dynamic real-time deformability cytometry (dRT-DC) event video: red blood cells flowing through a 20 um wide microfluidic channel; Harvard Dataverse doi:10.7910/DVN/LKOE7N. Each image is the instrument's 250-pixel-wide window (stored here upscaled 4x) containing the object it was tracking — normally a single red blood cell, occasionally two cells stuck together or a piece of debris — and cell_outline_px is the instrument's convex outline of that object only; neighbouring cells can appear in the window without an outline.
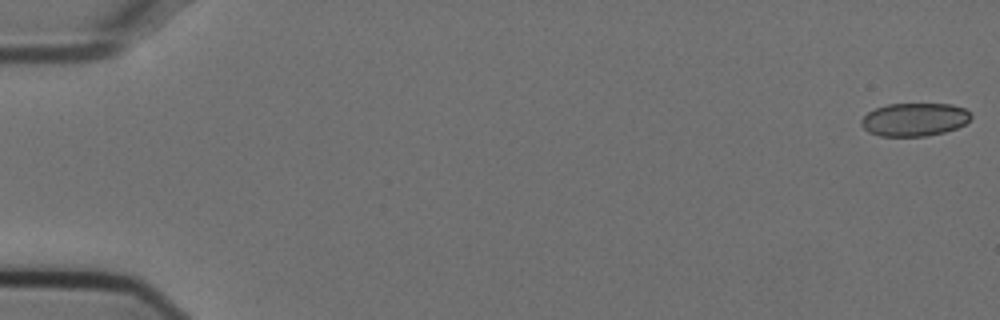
{"species": "Egyptian fruit bat (a non-hibernating species)", "species_latin": "Rousettus aegyptiacus", "temperature_condition": "cold", "stored_images_in_passage": 21, "camera_frame_rate_fps": 3000, "um_per_image_px": 0.085, "animal": {"sex": "female"}, "frame": {"image": 1, "passage_image": 1, "time_ms": 0.0, "image_size_px": [1000, 320], "cell_outline_px": [[972, 116], [964, 124], [956, 128], [944, 132], [928, 136], [880, 136], [868, 132], [860, 124], [860, 120], [868, 112], [876, 108], [888, 104], [952, 104], [964, 108], [972, 112]], "centroid_in_image_um": [77.73, 10.16], "position_along_channel_um": 7.3, "area_um2": 21.27}}
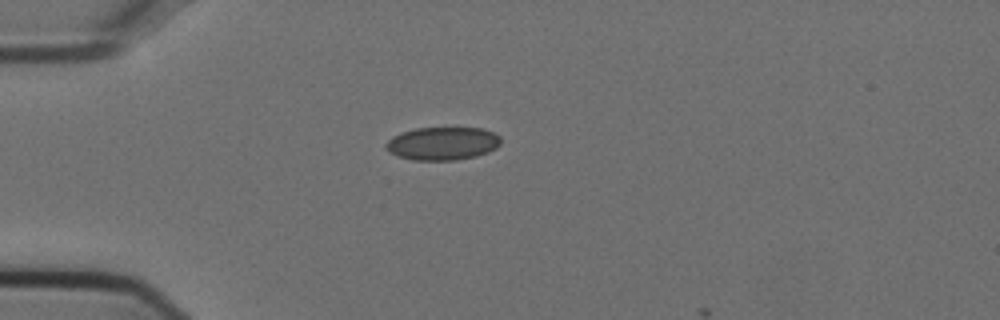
{"frame": {"image": 2, "passage_image": 15, "time_ms": 4.667, "image_size_px": [1000, 320], "cell_outline_px": [[500, 144], [496, 148], [488, 152], [476, 156], [456, 160], [412, 160], [388, 152], [384, 148], [384, 144], [392, 136], [400, 132], [416, 128], [484, 128], [500, 136]], "centroid_in_image_um": [37.59, 12.19], "position_along_channel_um": 47.4, "area_um2": 22.31}}
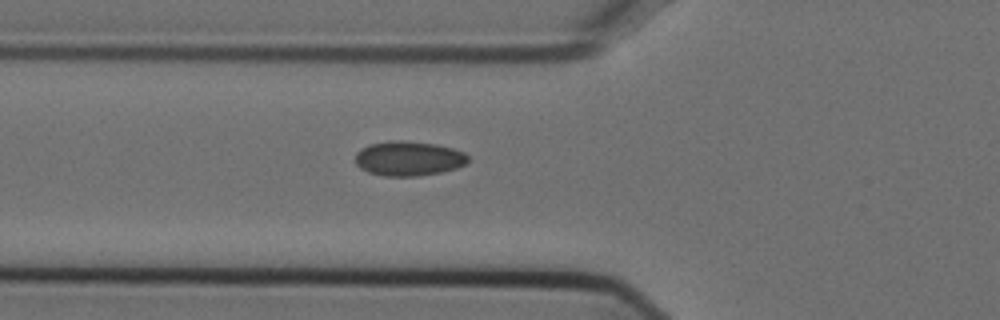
{"frame": {"image": 3, "passage_image": 20, "time_ms": 6.333, "image_size_px": [1000, 320], "cell_outline_px": [[468, 160], [464, 164], [456, 168], [440, 172], [416, 176], [384, 176], [368, 172], [360, 168], [356, 164], [356, 152], [360, 148], [372, 144], [400, 140], [436, 144], [452, 148], [464, 152], [468, 156]], "centroid_in_image_um": [34.72, 13.48], "position_along_channel_um": 91.1, "area_um2": 22.54}}